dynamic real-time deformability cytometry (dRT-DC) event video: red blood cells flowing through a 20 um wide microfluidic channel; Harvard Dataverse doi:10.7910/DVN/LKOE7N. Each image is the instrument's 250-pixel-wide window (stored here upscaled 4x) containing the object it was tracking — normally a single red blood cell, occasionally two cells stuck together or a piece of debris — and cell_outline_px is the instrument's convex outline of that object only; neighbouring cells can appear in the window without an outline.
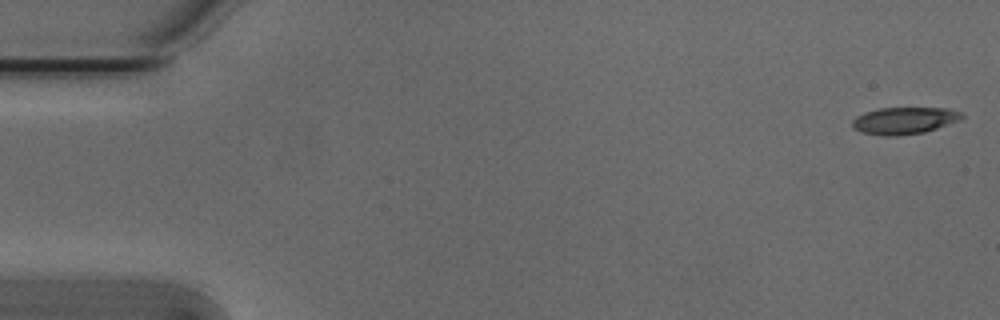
{"species": "Egyptian fruit bat (a non-hibernating species)", "species_latin": "Rousettus aegyptiacus", "temperature_condition": "cold", "stored_images_in_passage": 53, "camera_frame_rate_fps": 3000, "um_per_image_px": 0.085, "animal": {"sex": "male"}, "frame": {"image": 1, "passage_image": 1, "time_ms": 0.0, "image_size_px": [1000, 320], "cell_outline_px": [[964, 116], [960, 120], [924, 132], [896, 136], [884, 136], [860, 132], [852, 128], [852, 120], [856, 116], [864, 112], [880, 108], [948, 108], [964, 112]], "centroid_in_image_um": [76.85, 10.24], "position_along_channel_um": 8.1, "area_um2": 17.34}}
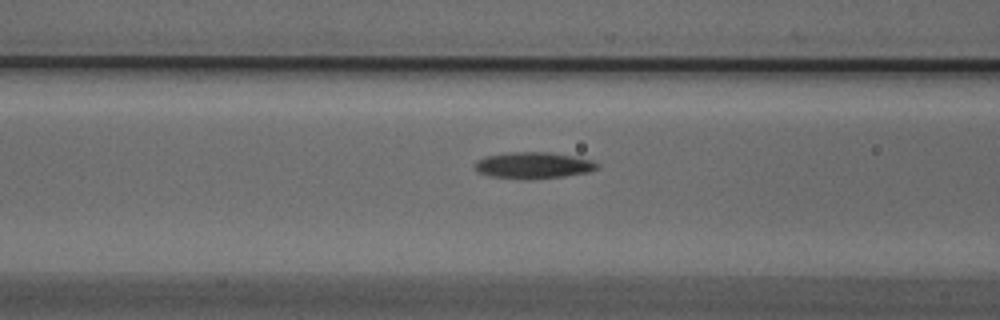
{"frame": {"image": 2, "passage_image": 21, "time_ms": 6.667, "image_size_px": [1000, 320], "cell_outline_px": [[600, 168], [588, 172], [564, 176], [532, 180], [520, 180], [488, 176], [472, 168], [476, 160], [484, 156], [508, 152], [548, 152], [572, 156], [592, 160], [600, 164]], "centroid_in_image_um": [45.29, 14.07], "position_along_channel_um": 121.3, "area_um2": 19.31}}
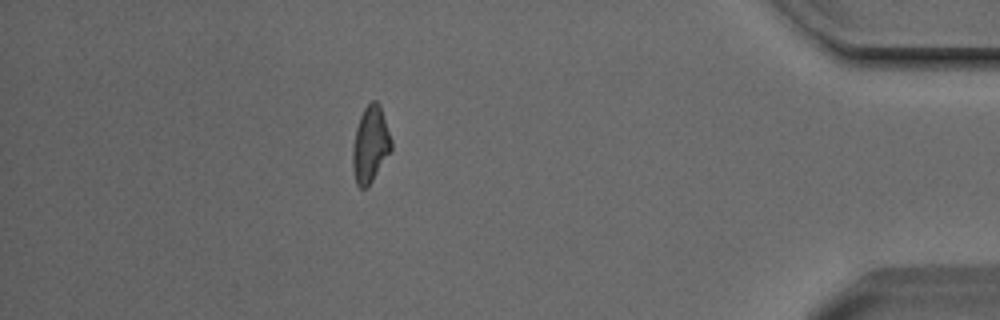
{"frame": {"image": 3, "passage_image": 47, "time_ms": 15.333, "image_size_px": [1000, 320], "cell_outline_px": [[392, 148], [372, 180], [364, 188], [360, 188], [356, 184], [352, 168], [352, 148], [356, 128], [360, 116], [364, 108], [372, 100], [376, 100], [380, 104], [392, 140]], "centroid_in_image_um": [31.47, 12.25], "position_along_channel_um": 403.7, "area_um2": 17.05}, "authors_computed_cell_mechanics": {"area_um2": 17.4556, "velocity_mm_per_s": 3.8124, "shape_relaxation_time_tau1_ms": 3.6207, "shape_relaxation_time_tau2_ms": 5.5933, "deformation_change_tau1": 0.1168, "deformation_change_tau2": 0.1457}}